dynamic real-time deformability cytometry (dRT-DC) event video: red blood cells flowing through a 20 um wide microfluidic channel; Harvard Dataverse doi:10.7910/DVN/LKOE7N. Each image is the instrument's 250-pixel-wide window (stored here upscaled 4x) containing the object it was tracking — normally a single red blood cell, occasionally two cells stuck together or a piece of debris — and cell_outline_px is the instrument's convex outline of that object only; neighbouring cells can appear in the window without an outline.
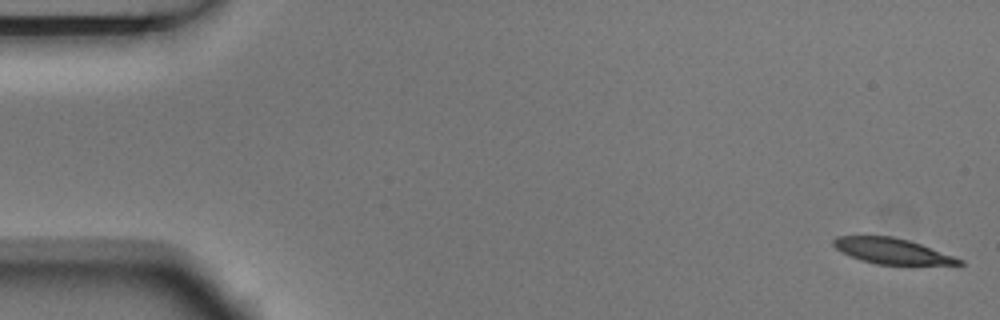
{"species": "Egyptian fruit bat (a non-hibernating species)", "species_latin": "Rousettus aegyptiacus", "temperature_condition": "room temperature", "stored_images_in_passage": 4, "camera_frame_rate_fps": 3000, "um_per_image_px": 0.085, "animal": {"sex": "male"}, "frame": {"image": 1, "passage_image": 1, "time_ms": 0.0, "image_size_px": [1000, 320], "cell_outline_px": [[964, 264], [876, 264], [860, 260], [836, 248], [832, 244], [832, 240], [836, 236], [892, 236], [908, 240], [920, 244], [964, 260]], "centroid_in_image_um": [75.79, 21.33], "position_along_channel_um": 9.2, "area_um2": 18.32}}
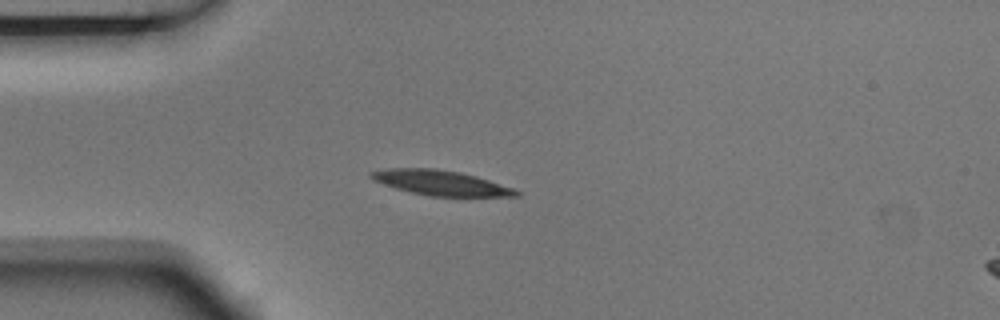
{"frame": {"image": 2, "passage_image": 4, "time_ms": 1.0, "image_size_px": [1000, 320], "cell_outline_px": [[520, 196], [428, 196], [396, 188], [372, 180], [368, 176], [368, 172], [388, 168], [432, 168], [460, 172], [476, 176], [512, 188], [520, 192]], "centroid_in_image_um": [37.41, 15.53], "position_along_channel_um": 47.6, "area_um2": 20.92}}